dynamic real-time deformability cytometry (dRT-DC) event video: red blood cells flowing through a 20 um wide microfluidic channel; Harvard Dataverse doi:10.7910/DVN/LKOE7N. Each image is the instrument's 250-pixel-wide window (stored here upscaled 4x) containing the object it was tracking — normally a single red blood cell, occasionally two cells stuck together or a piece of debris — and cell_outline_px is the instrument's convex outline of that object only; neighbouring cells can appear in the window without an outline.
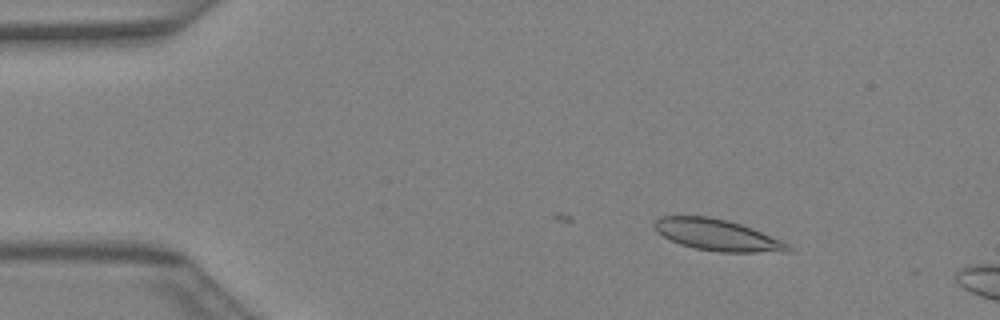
{"species": "Egyptian fruit bat (a non-hibernating species)", "species_latin": "Rousettus aegyptiacus", "temperature_condition": "warm", "stored_images_in_passage": 6, "camera_frame_rate_fps": 3000, "um_per_image_px": 0.085, "animal": {"sex": "female"}, "frame": {"image": 1, "passage_image": 1, "time_ms": 0.0, "image_size_px": [1000, 320], "cell_outline_px": [[792, 252], [720, 252], [696, 248], [680, 244], [656, 232], [652, 224], [660, 216], [708, 216], [728, 220], [752, 228], [780, 240], [788, 244], [792, 248]], "centroid_in_image_um": [60.96, 19.97], "position_along_channel_um": 24.0, "area_um2": 24.33}}